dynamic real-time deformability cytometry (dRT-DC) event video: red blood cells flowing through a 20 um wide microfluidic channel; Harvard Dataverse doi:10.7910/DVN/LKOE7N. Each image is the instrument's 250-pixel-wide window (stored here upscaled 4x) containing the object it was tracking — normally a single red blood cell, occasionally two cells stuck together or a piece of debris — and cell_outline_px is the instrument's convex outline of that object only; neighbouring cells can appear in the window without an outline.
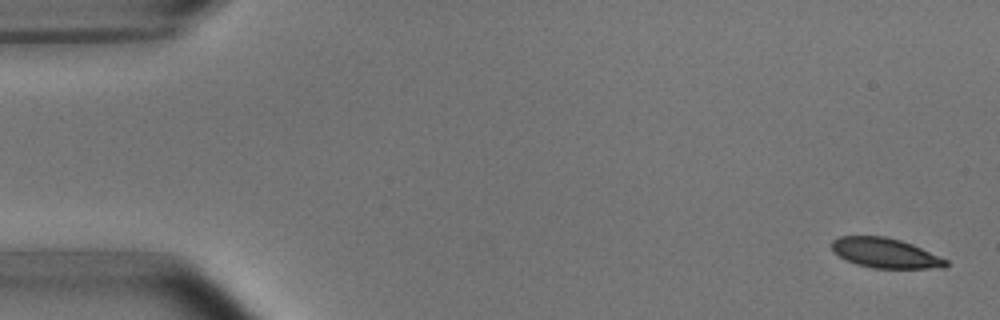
{"species": "common noctule bat (a hibernating species)", "species_latin": "Nyctalus noctula", "temperature_condition": "room temperature", "stored_images_in_passage": 5, "camera_frame_rate_fps": 3000, "um_per_image_px": 0.085, "animal": {"sex": "male", "body_mass_g": 15.6}, "frame": {"image": 1, "passage_image": 1, "time_ms": 0.0, "image_size_px": [1000, 320], "cell_outline_px": [[948, 264], [944, 268], [872, 268], [856, 264], [840, 256], [832, 248], [832, 240], [840, 236], [888, 236], [912, 244], [948, 260]], "centroid_in_image_um": [75.27, 21.5], "position_along_channel_um": 9.7, "area_um2": 19.71}}
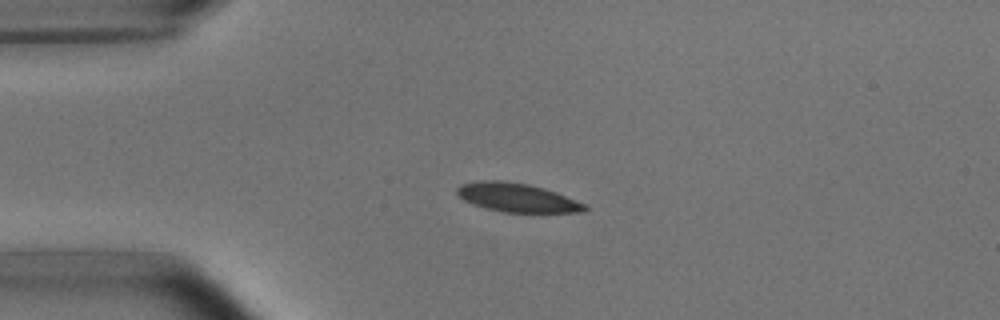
{"frame": {"image": 2, "passage_image": 4, "time_ms": 3.667, "image_size_px": [1000, 320], "cell_outline_px": [[588, 208], [584, 212], [504, 212], [472, 204], [464, 200], [456, 192], [456, 188], [460, 184], [480, 180], [504, 180], [528, 184], [544, 188], [556, 192], [588, 204]], "centroid_in_image_um": [43.97, 16.78], "position_along_channel_um": 41.0, "area_um2": 21.5}}